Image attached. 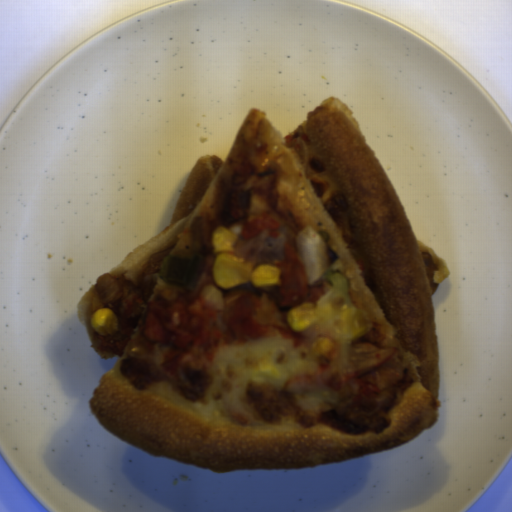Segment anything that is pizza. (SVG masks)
I'll return each mask as SVG.
<instances>
[{
  "instance_id": "obj_1",
  "label": "pizza",
  "mask_w": 512,
  "mask_h": 512,
  "mask_svg": "<svg viewBox=\"0 0 512 512\" xmlns=\"http://www.w3.org/2000/svg\"><path fill=\"white\" fill-rule=\"evenodd\" d=\"M275 175L272 193L249 200V215L232 222L229 197L237 177ZM293 230L308 225L326 243L327 271L342 261L352 305L365 309L383 348L400 370L381 433L336 417L337 394L289 392L285 381L342 370L360 339L348 337L343 308L319 299L304 331L263 329L237 340L220 318L223 300L241 292L273 295L274 285L221 288L213 280L212 234L240 235L262 214ZM293 247L295 249V240ZM202 256L195 292L159 279L166 256ZM104 274L130 281L144 300L121 356L99 379L88 402L105 430L152 456L213 473L289 470L335 464L394 449L435 425L441 406L440 356L433 295L450 268L412 225L354 112L326 98L282 136L261 107L242 122L223 159H197L171 222ZM202 301L218 313L223 338L190 347L176 375L161 368L167 347L141 337L150 300ZM289 310L284 311V316ZM320 336L334 347L317 355Z\"/></svg>"
},
{
  "instance_id": "obj_2",
  "label": "pizza",
  "mask_w": 512,
  "mask_h": 512,
  "mask_svg": "<svg viewBox=\"0 0 512 512\" xmlns=\"http://www.w3.org/2000/svg\"><path fill=\"white\" fill-rule=\"evenodd\" d=\"M96 283V282H95ZM95 283L82 295L76 306V316L80 321L94 351L101 359L114 358L116 355L104 351L99 347L96 339L95 331L91 325L92 313V297Z\"/></svg>"
}]
</instances>
